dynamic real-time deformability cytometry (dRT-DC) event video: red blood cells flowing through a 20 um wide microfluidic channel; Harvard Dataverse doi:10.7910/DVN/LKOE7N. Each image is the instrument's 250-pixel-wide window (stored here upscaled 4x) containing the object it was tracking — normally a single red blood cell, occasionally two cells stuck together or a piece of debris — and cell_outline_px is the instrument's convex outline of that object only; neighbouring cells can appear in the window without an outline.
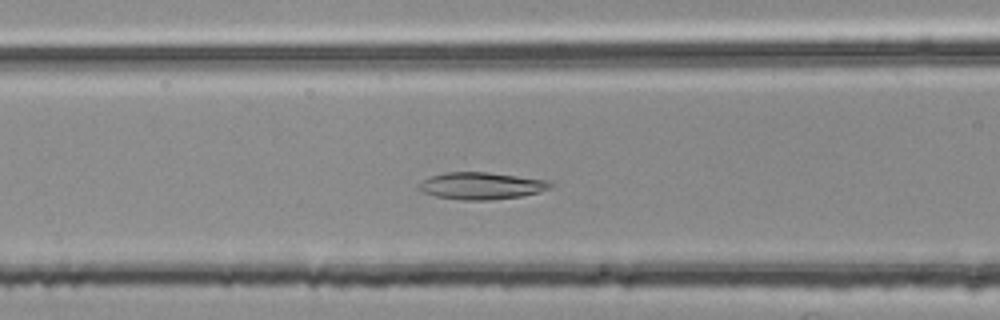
{"species": "common noctule bat (a hibernating species)", "species_latin": "Nyctalus noctula", "temperature_condition": "room temperature", "stored_images_in_passage": 46, "camera_frame_rate_fps": 3000, "um_per_image_px": 0.085, "animal": {"sex": "female", "body_mass_g": 25.1}, "frame": {"image": 1, "passage_image": 16, "time_ms": 5.0, "image_size_px": [1000, 320], "cell_outline_px": [[552, 188], [540, 192], [520, 196], [492, 200], [460, 200], [436, 196], [424, 192], [416, 188], [416, 184], [428, 176], [444, 172], [488, 172], [548, 180], [552, 184]], "centroid_in_image_um": [40.87, 15.79], "position_along_channel_um": 125.7, "area_um2": 20.98}}
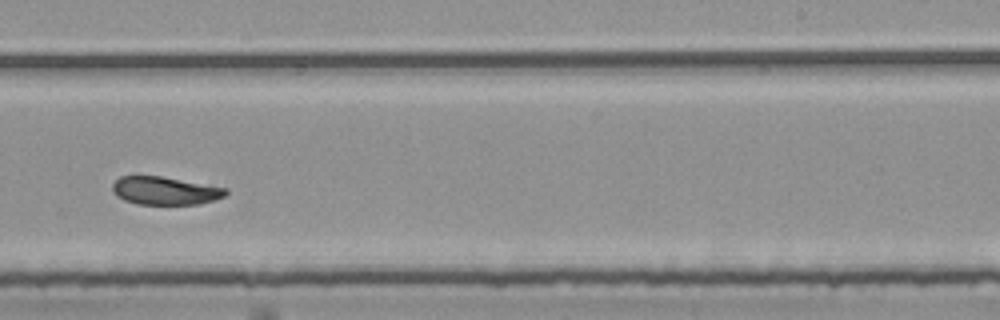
{"frame": {"image": 2, "passage_image": 28, "time_ms": 9.0, "image_size_px": [1000, 320], "cell_outline_px": [[228, 192], [224, 196], [216, 200], [200, 204], [136, 204], [124, 200], [116, 196], [112, 188], [112, 184], [120, 176], [160, 176], [228, 188]], "centroid_in_image_um": [14.04, 16.21], "position_along_channel_um": 275.0, "area_um2": 18.55}}
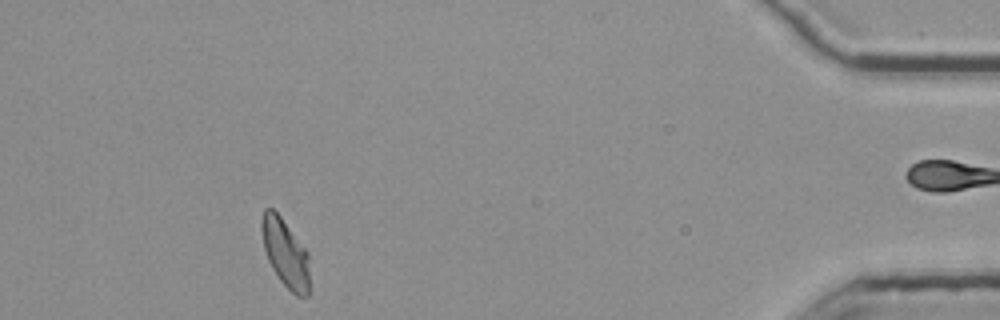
{"frame": {"image": 3, "passage_image": 44, "time_ms": 14.333, "image_size_px": [1000, 320], "cell_outline_px": [[308, 296], [296, 296], [280, 280], [272, 268], [268, 260], [264, 248], [260, 228], [260, 224], [264, 208], [272, 208], [280, 216], [308, 252]], "centroid_in_image_um": [24.22, 21.49], "position_along_channel_um": 411.0, "area_um2": 18.79}, "authors_computed_cell_mechanics": {"area_um2": 19.8254, "velocity_mm_per_s": 3.7535, "shape_relaxation_time_tau1_ms": 10.6002, "shape_relaxation_time_tau2_ms": 2.1125, "deformation_change_tau1": 0.2146, "deformation_change_tau2": 0.066}}